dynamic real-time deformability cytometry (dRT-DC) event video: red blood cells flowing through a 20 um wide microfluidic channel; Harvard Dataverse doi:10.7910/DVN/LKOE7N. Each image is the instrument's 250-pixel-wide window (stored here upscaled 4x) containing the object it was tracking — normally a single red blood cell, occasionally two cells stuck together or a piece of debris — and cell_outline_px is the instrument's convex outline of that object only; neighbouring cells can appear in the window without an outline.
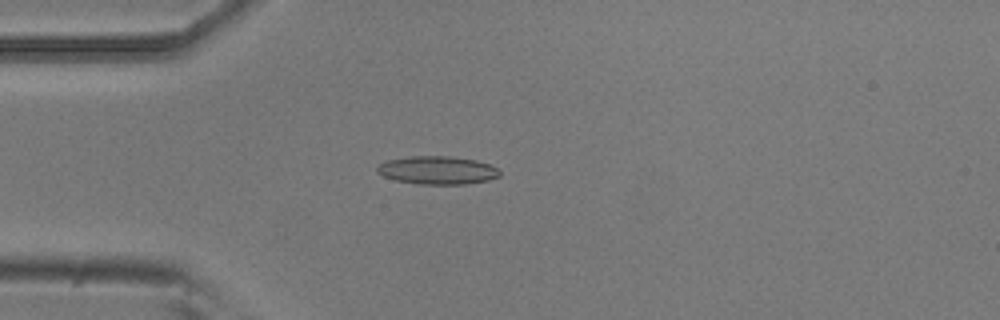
{"species": "common noctule bat (a hibernating species)", "species_latin": "Nyctalus noctula", "temperature_condition": "room temperature", "stored_images_in_passage": 53, "camera_frame_rate_fps": 3000, "um_per_image_px": 0.085, "animal": {"sex": "male", "body_mass_g": 20.5, "forearm_length_mm": 52.5}, "frame": {"image": 1, "passage_image": 14, "time_ms": 4.333, "image_size_px": [1000, 320], "cell_outline_px": [[500, 176], [488, 180], [464, 184], [416, 184], [396, 180], [384, 176], [376, 172], [376, 168], [380, 164], [388, 160], [408, 156], [448, 156], [476, 160], [488, 164], [496, 168], [500, 172]], "centroid_in_image_um": [37.16, 14.47], "position_along_channel_um": 47.8, "area_um2": 20.0}}
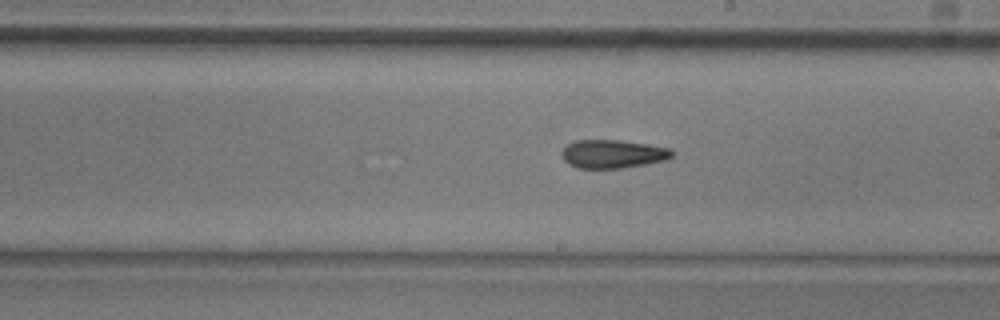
{"frame": {"image": 2, "passage_image": 30, "time_ms": 9.667, "image_size_px": [1000, 320], "cell_outline_px": [[672, 156], [668, 160], [648, 164], [624, 168], [576, 168], [568, 164], [564, 160], [560, 152], [568, 144], [576, 140], [616, 140], [648, 144], [672, 148]], "centroid_in_image_um": [52.1, 13.09], "position_along_channel_um": 236.9, "area_um2": 18.44}}
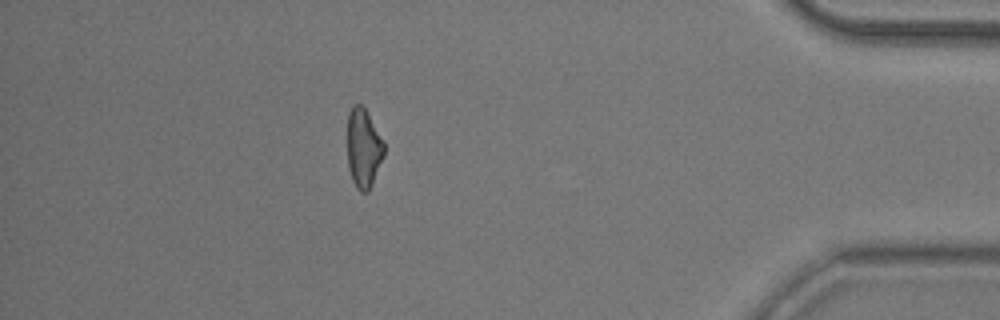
{"frame": {"image": 3, "passage_image": 47, "time_ms": 15.333, "image_size_px": [1000, 320], "cell_outline_px": [[384, 156], [372, 184], [368, 192], [360, 192], [356, 188], [352, 180], [348, 168], [348, 112], [352, 104], [360, 104], [364, 108], [384, 140]], "centroid_in_image_um": [30.9, 12.6], "position_along_channel_um": 404.3, "area_um2": 16.99}, "authors_computed_cell_mechanics": {"area_um2": 18.3804, "velocity_mm_per_s": 3.7706, "shape_relaxation_time_tau1_ms": null, "shape_relaxation_time_tau2_ms": 6.1358, "deformation_change_tau1": null, "deformation_change_tau2": 0.1616}}